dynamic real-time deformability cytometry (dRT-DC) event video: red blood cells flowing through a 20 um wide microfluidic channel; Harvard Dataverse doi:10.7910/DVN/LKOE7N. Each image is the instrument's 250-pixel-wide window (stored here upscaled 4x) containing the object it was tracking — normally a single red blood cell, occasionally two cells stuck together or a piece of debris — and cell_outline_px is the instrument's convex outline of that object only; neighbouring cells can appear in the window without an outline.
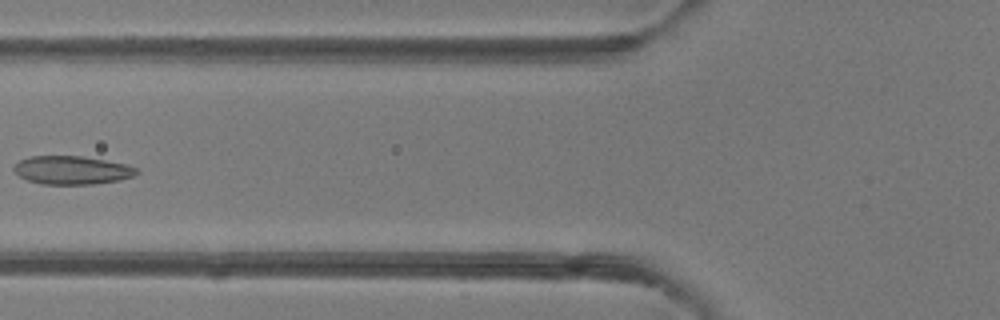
{"species": "common noctule bat (a hibernating species)", "species_latin": "Nyctalus noctula", "temperature_condition": "room temperature", "stored_images_in_passage": 6, "camera_frame_rate_fps": 3000, "um_per_image_px": 0.085, "animal": {"sex": "female"}, "frame": {"image": 1, "passage_image": 6, "time_ms": 6.0, "image_size_px": [1000, 320], "cell_outline_px": [[140, 172], [136, 176], [120, 180], [92, 184], [40, 184], [28, 180], [20, 176], [12, 168], [20, 160], [28, 156], [80, 156], [128, 164], [136, 168]], "centroid_in_image_um": [6.15, 14.46], "position_along_channel_um": 119.7, "area_um2": 20.35}}